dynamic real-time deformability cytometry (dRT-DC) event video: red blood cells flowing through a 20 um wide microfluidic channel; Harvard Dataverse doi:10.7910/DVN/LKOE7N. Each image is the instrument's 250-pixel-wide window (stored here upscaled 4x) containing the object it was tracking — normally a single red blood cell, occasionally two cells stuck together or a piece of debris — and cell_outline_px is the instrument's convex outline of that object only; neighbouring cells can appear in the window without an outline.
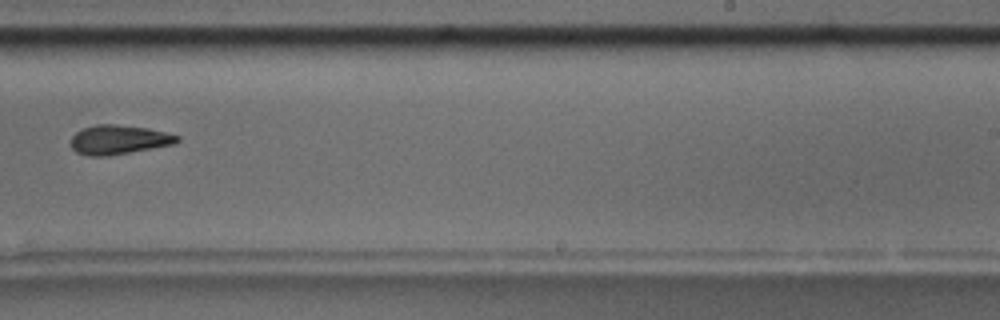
{"species": "common noctule bat (a hibernating species)", "species_latin": "Nyctalus noctula", "temperature_condition": "room temperature", "stored_images_in_passage": 7, "camera_frame_rate_fps": 3000, "um_per_image_px": 0.085, "animal": {"sex": "male", "body_mass_g": 17.5, "forearm_length_mm": 52.3}, "frame": {"image": 1, "passage_image": 7, "time_ms": 8.0, "image_size_px": [1000, 320], "cell_outline_px": [[180, 140], [172, 144], [128, 152], [104, 156], [88, 156], [76, 152], [68, 144], [72, 136], [76, 132], [84, 128], [96, 124], [116, 124], [148, 128], [180, 136]], "centroid_in_image_um": [10.03, 11.86], "position_along_channel_um": 279.0, "area_um2": 17.98}}